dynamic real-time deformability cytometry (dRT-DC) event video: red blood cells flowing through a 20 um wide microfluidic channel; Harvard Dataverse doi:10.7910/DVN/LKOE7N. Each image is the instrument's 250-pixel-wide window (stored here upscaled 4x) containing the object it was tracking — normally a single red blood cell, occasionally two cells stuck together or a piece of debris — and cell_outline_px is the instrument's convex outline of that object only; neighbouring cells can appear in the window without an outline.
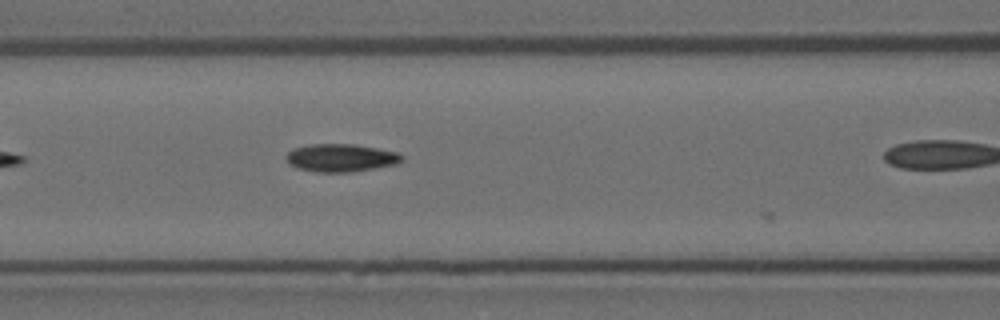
{"species": "Egyptian fruit bat (a non-hibernating species)", "species_latin": "Rousettus aegyptiacus", "temperature_condition": "room temperature", "stored_images_in_passage": 8, "camera_frame_rate_fps": 3000, "um_per_image_px": 0.085, "animal": {"sex": "female"}, "frame": {"image": 1, "passage_image": 7, "time_ms": 2.0, "image_size_px": [1000, 320], "cell_outline_px": [[404, 160], [396, 164], [352, 172], [316, 172], [296, 168], [288, 164], [284, 156], [292, 148], [308, 144], [352, 144], [400, 152], [404, 156]], "centroid_in_image_um": [28.95, 13.41], "position_along_channel_um": 137.6, "area_um2": 19.07}}